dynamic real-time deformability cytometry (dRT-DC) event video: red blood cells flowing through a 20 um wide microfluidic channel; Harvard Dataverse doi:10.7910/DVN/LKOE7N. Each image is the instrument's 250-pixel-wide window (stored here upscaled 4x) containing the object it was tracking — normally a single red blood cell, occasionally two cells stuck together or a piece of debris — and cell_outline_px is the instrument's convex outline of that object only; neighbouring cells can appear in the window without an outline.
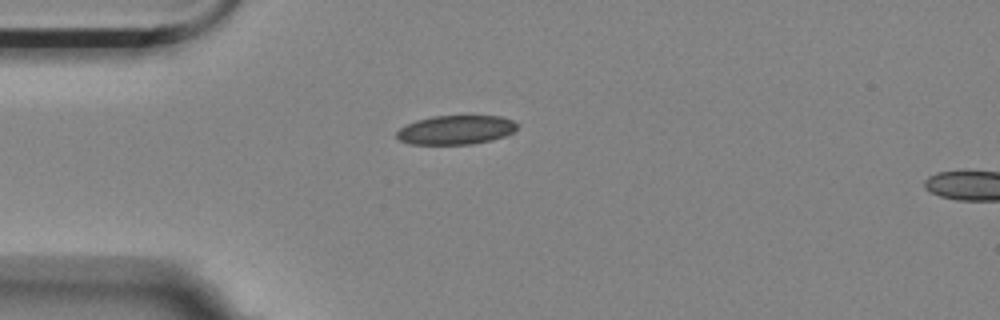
{"species": "Egyptian fruit bat (a non-hibernating species)", "species_latin": "Rousettus aegyptiacus", "temperature_condition": "room temperature", "stored_images_in_passage": 2, "camera_frame_rate_fps": 3000, "um_per_image_px": 0.085, "animal": {"sex": "female"}, "frame": {"image": 1, "passage_image": 1, "time_ms": 0.0, "image_size_px": [1000, 320], "cell_outline_px": [[516, 128], [512, 132], [504, 136], [492, 140], [472, 144], [412, 144], [400, 140], [396, 136], [396, 132], [400, 128], [416, 120], [432, 116], [500, 116], [512, 120], [516, 124]], "centroid_in_image_um": [38.73, 11.04], "position_along_channel_um": 46.3, "area_um2": 20.23}}